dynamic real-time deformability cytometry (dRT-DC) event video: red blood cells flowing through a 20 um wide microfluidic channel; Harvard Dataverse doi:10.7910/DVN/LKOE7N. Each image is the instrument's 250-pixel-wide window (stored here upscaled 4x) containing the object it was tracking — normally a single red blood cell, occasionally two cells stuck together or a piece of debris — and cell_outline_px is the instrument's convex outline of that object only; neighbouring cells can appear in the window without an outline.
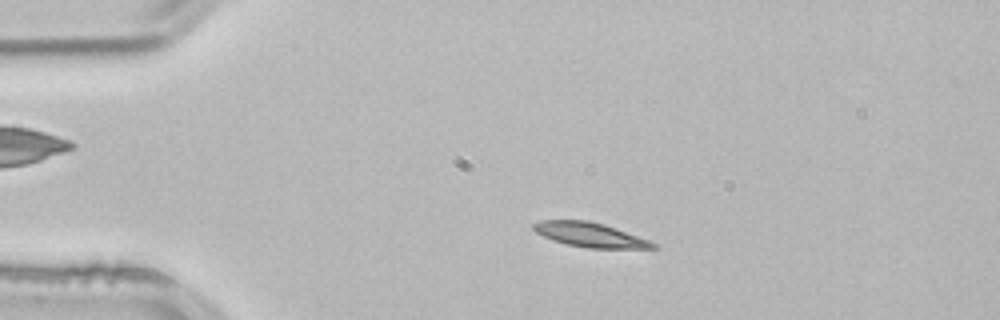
{"species": "common noctule bat (a hibernating species)", "species_latin": "Nyctalus noctula", "temperature_condition": "room temperature", "stored_images_in_passage": 3, "camera_frame_rate_fps": 3000, "um_per_image_px": 0.085, "animal": {"sex": "male", "body_mass_g": 21.5, "forearm_length_mm": 52.0}, "frame": {"image": 1, "passage_image": 2, "time_ms": 0.333, "image_size_px": [1000, 320], "cell_outline_px": [[656, 248], [588, 248], [568, 244], [552, 240], [536, 232], [532, 228], [532, 224], [540, 220], [588, 220], [604, 224], [648, 240], [656, 244]], "centroid_in_image_um": [50.1, 19.94], "position_along_channel_um": 34.9, "area_um2": 16.76}}